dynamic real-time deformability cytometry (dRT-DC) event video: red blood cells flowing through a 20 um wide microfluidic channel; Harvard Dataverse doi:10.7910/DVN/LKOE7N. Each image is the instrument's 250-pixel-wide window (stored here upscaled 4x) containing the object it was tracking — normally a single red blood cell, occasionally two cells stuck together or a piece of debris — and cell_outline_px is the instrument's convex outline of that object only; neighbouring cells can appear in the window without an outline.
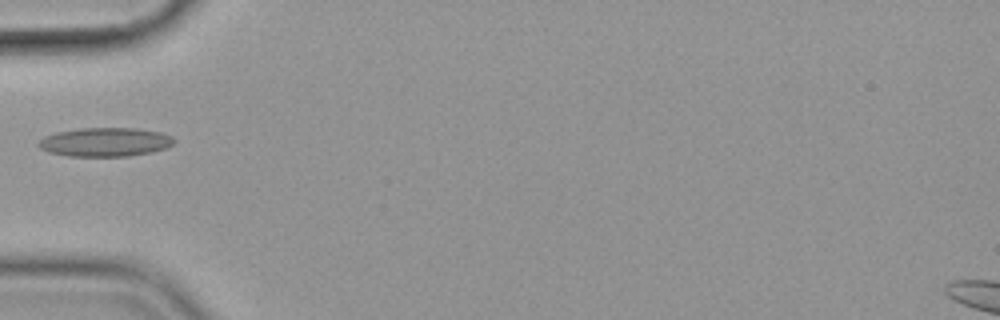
{"species": "common noctule bat (a hibernating species)", "species_latin": "Nyctalus noctula", "temperature_condition": "cold", "stored_images_in_passage": 32, "camera_frame_rate_fps": 3000, "um_per_image_px": 0.085, "animal": {"sex": "female", "body_mass_g": 19.9}, "frame": {"image": 1, "passage_image": 1, "time_ms": 0.0, "image_size_px": [1000, 320], "cell_outline_px": [[176, 140], [172, 144], [164, 148], [152, 152], [128, 156], [68, 156], [48, 152], [40, 148], [36, 144], [44, 136], [56, 132], [80, 128], [136, 128], [160, 132], [172, 136]], "centroid_in_image_um": [8.92, 12.07], "position_along_channel_um": 76.1, "area_um2": 22.83}}
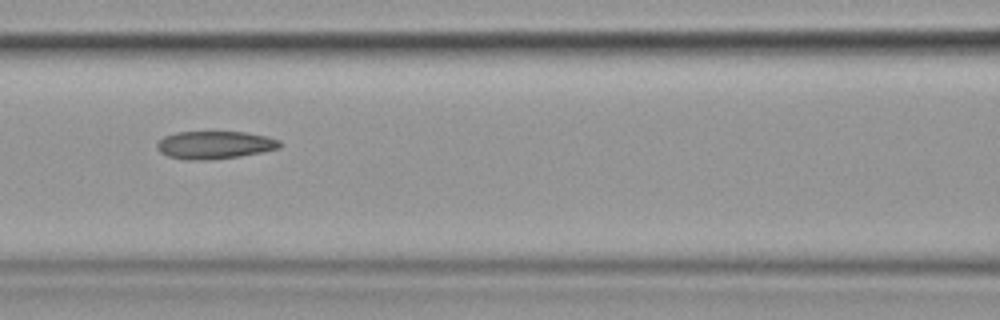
{"frame": {"image": 2, "passage_image": 7, "time_ms": 2.0, "image_size_px": [1000, 320], "cell_outline_px": [[284, 144], [280, 148], [240, 156], [208, 160], [184, 160], [168, 156], [160, 152], [156, 148], [156, 144], [164, 136], [176, 132], [244, 132], [268, 136], [280, 140]], "centroid_in_image_um": [18.26, 12.32], "position_along_channel_um": 148.3, "area_um2": 20.06}}
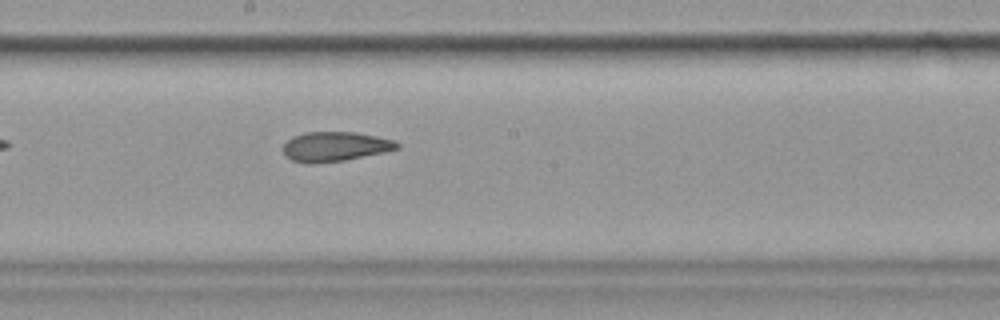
{"frame": {"image": 3, "passage_image": 13, "time_ms": 4.0, "image_size_px": [1000, 320], "cell_outline_px": [[400, 148], [384, 152], [344, 160], [312, 164], [308, 164], [292, 160], [284, 156], [284, 144], [292, 136], [304, 132], [356, 132], [376, 136], [392, 140], [400, 144]], "centroid_in_image_um": [28.45, 12.46], "position_along_channel_um": 219.7, "area_um2": 19.65}}